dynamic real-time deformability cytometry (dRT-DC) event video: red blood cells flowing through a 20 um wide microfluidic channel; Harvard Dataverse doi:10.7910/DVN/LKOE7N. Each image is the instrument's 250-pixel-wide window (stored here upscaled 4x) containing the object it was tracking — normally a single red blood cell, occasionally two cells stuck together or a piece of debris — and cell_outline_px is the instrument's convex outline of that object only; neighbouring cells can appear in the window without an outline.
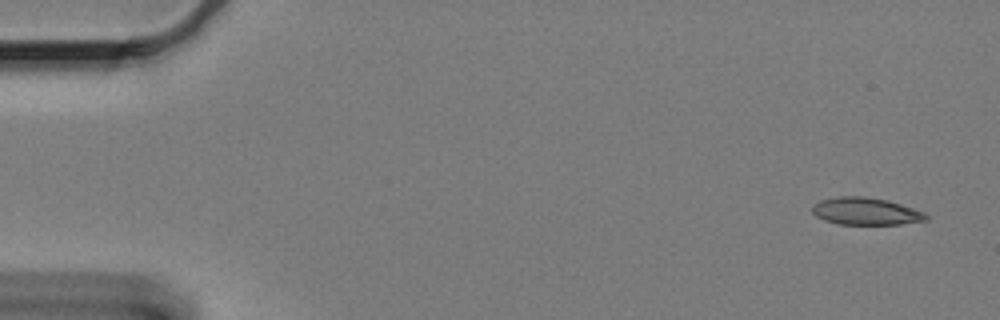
{"species": "Egyptian fruit bat (a non-hibernating species)", "species_latin": "Rousettus aegyptiacus", "temperature_condition": "cold", "stored_images_in_passage": 59, "camera_frame_rate_fps": 3000, "um_per_image_px": 0.085, "animal": {"sex": "female"}, "frame": {"image": 1, "passage_image": 1, "time_ms": 0.0, "image_size_px": [1000, 320], "cell_outline_px": [[928, 220], [900, 224], [836, 224], [824, 220], [816, 216], [812, 212], [812, 204], [820, 200], [840, 196], [864, 196], [888, 200], [924, 212], [928, 216]], "centroid_in_image_um": [73.56, 17.96], "position_along_channel_um": 11.4, "area_um2": 18.15}}
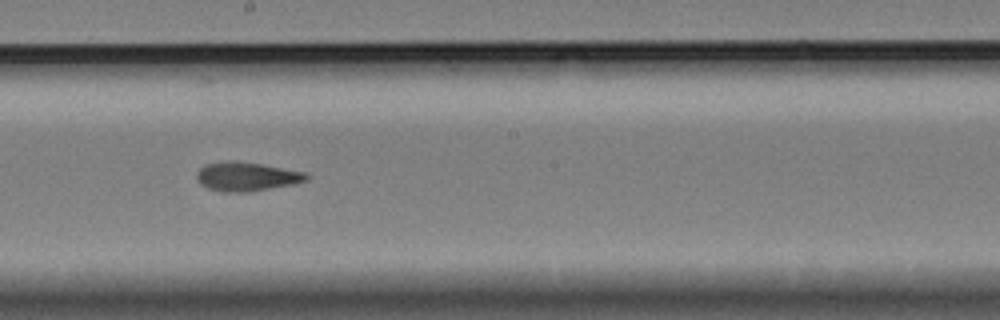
{"frame": {"image": 2, "passage_image": 32, "time_ms": 10.333, "image_size_px": [1000, 320], "cell_outline_px": [[308, 180], [292, 184], [248, 192], [224, 192], [208, 188], [200, 184], [196, 176], [196, 172], [204, 164], [228, 160], [236, 160], [308, 172]], "centroid_in_image_um": [20.94, 14.99], "position_along_channel_um": 227.3, "area_um2": 18.61}}
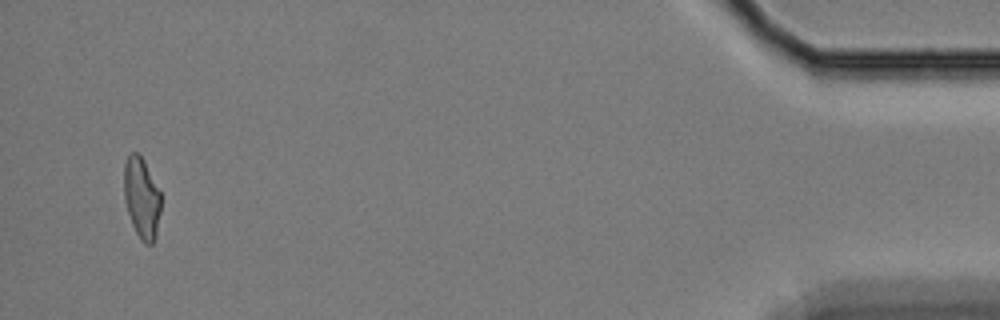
{"frame": {"image": 3, "passage_image": 57, "time_ms": 18.667, "image_size_px": [1000, 320], "cell_outline_px": [[160, 212], [156, 236], [152, 244], [144, 244], [140, 240], [132, 224], [128, 212], [124, 196], [124, 164], [128, 156], [132, 152], [140, 152], [160, 192]], "centroid_in_image_um": [12.04, 16.82], "position_along_channel_um": 423.2, "area_um2": 17.4}, "authors_computed_cell_mechanics": {"area_um2": 18.3804, "velocity_mm_per_s": 3.2785, "shape_relaxation_time_tau1_ms": null, "shape_relaxation_time_tau2_ms": 2.8991, "deformation_change_tau1": null, "deformation_change_tau2": 0.104}}